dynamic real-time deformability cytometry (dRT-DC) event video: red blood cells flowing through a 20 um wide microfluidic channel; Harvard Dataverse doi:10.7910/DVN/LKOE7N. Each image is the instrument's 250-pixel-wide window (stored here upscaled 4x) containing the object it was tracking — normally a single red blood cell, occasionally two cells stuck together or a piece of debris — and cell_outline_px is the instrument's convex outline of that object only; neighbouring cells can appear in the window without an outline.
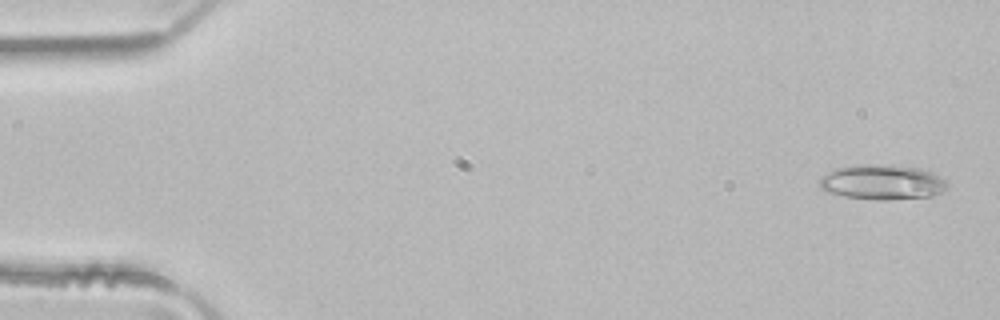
{"species": "common noctule bat (a hibernating species)", "species_latin": "Nyctalus noctula", "temperature_condition": "room temperature", "stored_images_in_passage": 4, "camera_frame_rate_fps": 3000, "um_per_image_px": 0.085, "animal": {"sex": "male", "body_mass_g": 21.5, "forearm_length_mm": 52.0}, "frame": {"image": 1, "passage_image": 1, "time_ms": 0.0, "image_size_px": [1000, 320], "cell_outline_px": [[948, 188], [932, 196], [888, 200], [872, 200], [844, 196], [824, 192], [820, 188], [820, 176], [832, 168], [856, 164], [884, 164], [920, 168], [932, 172], [944, 180], [948, 184]], "centroid_in_image_um": [74.92, 15.48], "position_along_channel_um": 10.1, "area_um2": 26.53}}